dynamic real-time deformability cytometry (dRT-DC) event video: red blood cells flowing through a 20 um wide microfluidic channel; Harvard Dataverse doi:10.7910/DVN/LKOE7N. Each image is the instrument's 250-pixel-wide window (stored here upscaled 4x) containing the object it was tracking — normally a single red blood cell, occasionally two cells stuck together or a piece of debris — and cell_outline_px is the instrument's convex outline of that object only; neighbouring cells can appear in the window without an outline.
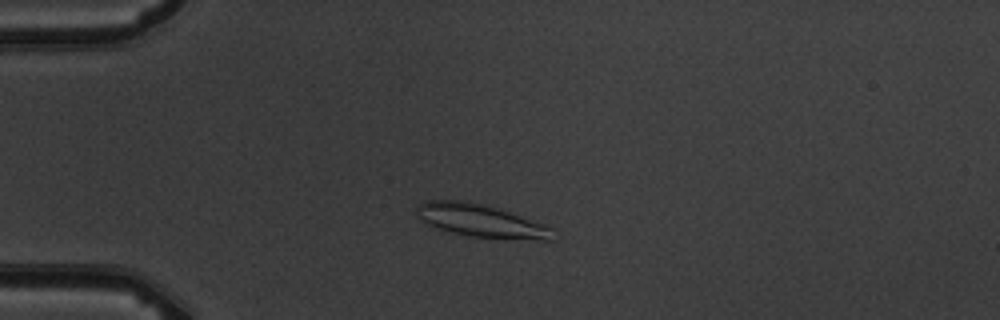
{"species": "common noctule bat (a hibernating species)", "species_latin": "Nyctalus noctula", "temperature_condition": "warm", "stored_images_in_passage": 3, "camera_frame_rate_fps": 3000, "um_per_image_px": 0.085, "animal": {"sex": "male", "body_mass_g": 19.5, "forearm_length_mm": 54.6}, "frame": {"image": 1, "passage_image": 1, "time_ms": 0.0, "image_size_px": [1000, 320], "cell_outline_px": [[556, 240], [540, 240], [472, 236], [452, 232], [436, 228], [428, 224], [416, 216], [416, 204], [424, 200], [464, 200], [500, 208], [548, 224], [556, 228]], "centroid_in_image_um": [40.96, 18.75], "position_along_channel_um": 44.0, "area_um2": 26.7}}